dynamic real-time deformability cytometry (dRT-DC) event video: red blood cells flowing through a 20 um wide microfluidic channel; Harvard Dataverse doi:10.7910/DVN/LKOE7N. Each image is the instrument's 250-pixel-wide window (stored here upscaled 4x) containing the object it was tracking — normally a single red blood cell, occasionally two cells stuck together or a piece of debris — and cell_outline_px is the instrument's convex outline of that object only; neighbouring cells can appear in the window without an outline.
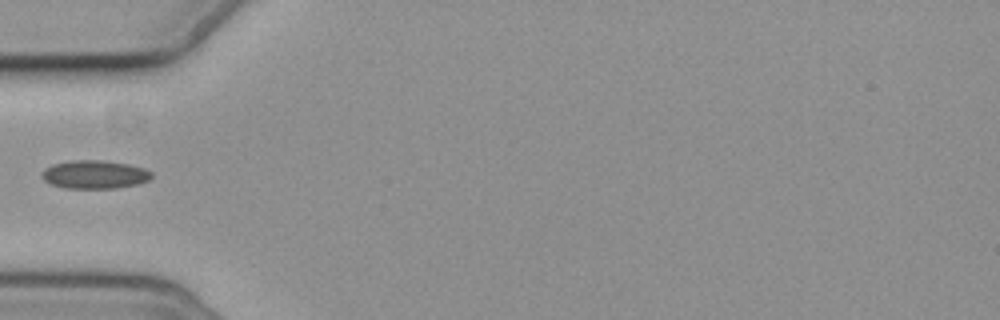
{"species": "common noctule bat (a hibernating species)", "species_latin": "Nyctalus noctula", "temperature_condition": "cold", "stored_images_in_passage": 4, "camera_frame_rate_fps": 3000, "um_per_image_px": 0.085, "animal": {"sex": "female", "body_mass_g": 19.3, "forearm_length_mm": 54.1}, "frame": {"image": 1, "passage_image": 4, "time_ms": 4.333, "image_size_px": [1000, 320], "cell_outline_px": [[152, 176], [148, 180], [140, 184], [116, 188], [64, 188], [48, 184], [40, 176], [40, 172], [44, 168], [52, 164], [72, 160], [104, 160], [128, 164], [144, 168], [152, 172]], "centroid_in_image_um": [8.0, 14.83], "position_along_channel_um": 77.0, "area_um2": 18.44}}